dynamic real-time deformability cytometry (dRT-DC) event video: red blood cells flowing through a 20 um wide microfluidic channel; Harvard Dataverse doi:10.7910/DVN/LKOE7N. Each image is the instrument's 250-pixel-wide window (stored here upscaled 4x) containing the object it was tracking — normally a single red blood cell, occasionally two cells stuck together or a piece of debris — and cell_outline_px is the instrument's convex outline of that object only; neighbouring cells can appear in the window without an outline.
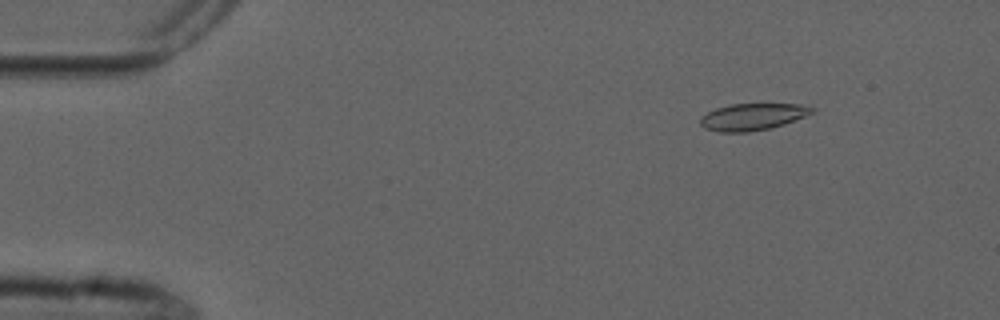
{"species": "common noctule bat (a hibernating species)", "species_latin": "Nyctalus noctula", "temperature_condition": "cold", "stored_images_in_passage": 5, "camera_frame_rate_fps": 3000, "um_per_image_px": 0.085, "animal": {"sex": "male", "forearm_length_mm": 52.5}, "frame": {"image": 1, "passage_image": 2, "time_ms": 1.333, "image_size_px": [1000, 320], "cell_outline_px": [[816, 108], [812, 112], [804, 116], [784, 124], [768, 128], [748, 132], [720, 132], [704, 128], [700, 124], [700, 116], [716, 108], [732, 104], [800, 104]], "centroid_in_image_um": [63.93, 9.92], "position_along_channel_um": 21.1, "area_um2": 17.28}}
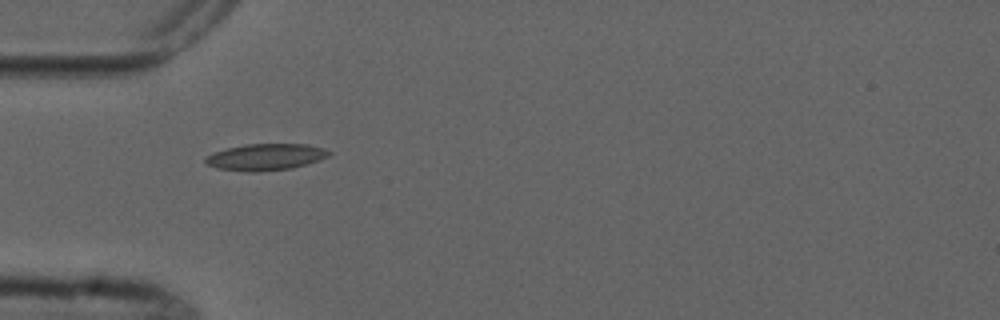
{"frame": {"image": 2, "passage_image": 4, "time_ms": 4.667, "image_size_px": [1000, 320], "cell_outline_px": [[332, 152], [328, 156], [320, 160], [292, 168], [256, 172], [248, 172], [216, 168], [204, 164], [204, 156], [212, 152], [244, 144], [308, 144], [324, 148]], "centroid_in_image_um": [22.54, 13.34], "position_along_channel_um": 62.5, "area_um2": 19.36}}
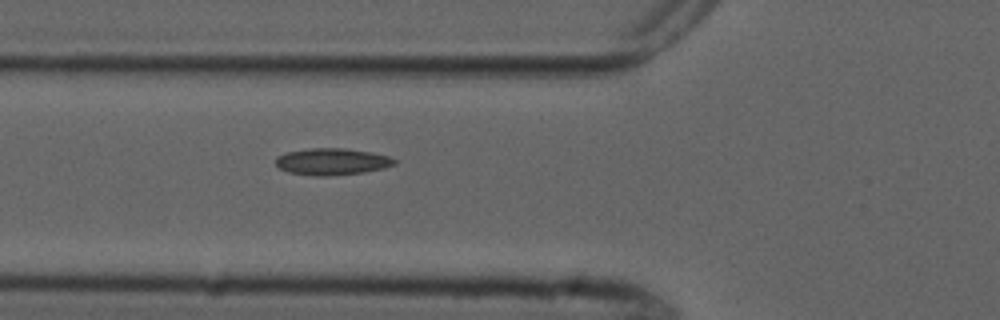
{"frame": {"image": 3, "passage_image": 5, "time_ms": 5.667, "image_size_px": [1000, 320], "cell_outline_px": [[396, 164], [384, 168], [364, 172], [328, 176], [316, 176], [288, 172], [280, 168], [276, 164], [276, 156], [284, 152], [308, 148], [344, 148], [372, 152], [388, 156], [396, 160]], "centroid_in_image_um": [28.2, 13.73], "position_along_channel_um": 97.6, "area_um2": 18.61}}